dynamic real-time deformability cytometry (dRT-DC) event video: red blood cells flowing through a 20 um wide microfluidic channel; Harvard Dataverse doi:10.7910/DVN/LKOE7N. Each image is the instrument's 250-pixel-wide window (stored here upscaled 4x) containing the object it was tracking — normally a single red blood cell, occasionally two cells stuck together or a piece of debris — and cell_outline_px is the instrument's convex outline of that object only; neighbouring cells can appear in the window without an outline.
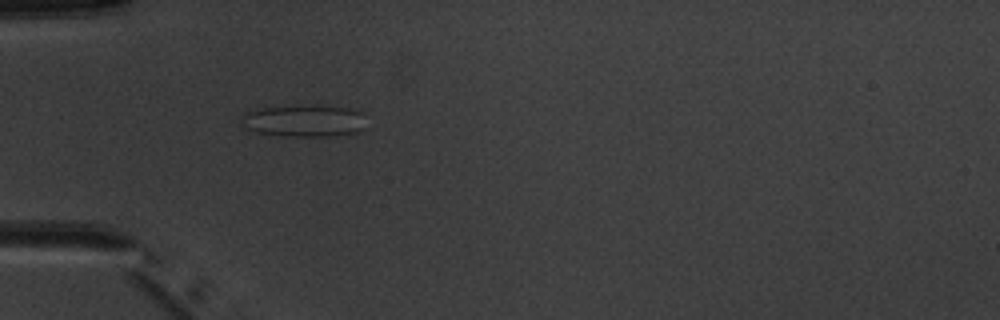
{"species": "common noctule bat (a hibernating species)", "species_latin": "Nyctalus noctula", "temperature_condition": "warm", "stored_images_in_passage": 5, "camera_frame_rate_fps": 3000, "um_per_image_px": 0.085, "animal": {"sex": "male", "body_mass_g": 20.1, "forearm_length_mm": 53.5}, "frame": {"image": 1, "passage_image": 5, "time_ms": 4.667, "image_size_px": [1000, 320], "cell_outline_px": [[364, 128], [356, 132], [328, 136], [288, 136], [256, 132], [248, 128], [240, 116], [244, 112], [264, 108], [356, 108], [364, 112]], "centroid_in_image_um": [25.91, 10.31], "position_along_channel_um": 59.1, "area_um2": 22.14}}